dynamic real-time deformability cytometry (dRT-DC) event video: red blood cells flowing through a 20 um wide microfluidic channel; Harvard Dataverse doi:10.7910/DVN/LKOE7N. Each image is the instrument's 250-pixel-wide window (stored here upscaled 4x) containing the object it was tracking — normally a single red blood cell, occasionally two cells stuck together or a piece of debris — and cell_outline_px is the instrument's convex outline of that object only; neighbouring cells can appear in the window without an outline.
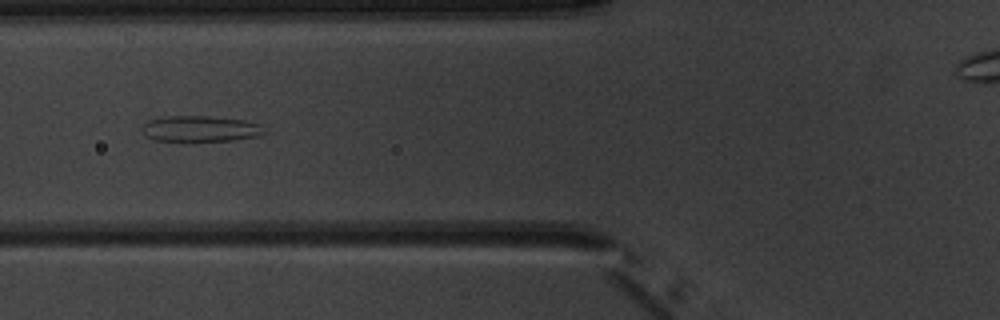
{"species": "common noctule bat (a hibernating species)", "species_latin": "Nyctalus noctula", "temperature_condition": "warm", "stored_images_in_passage": 5, "camera_frame_rate_fps": 3000, "um_per_image_px": 0.085, "animal": {"sex": "male", "body_mass_g": 20.1, "forearm_length_mm": 53.5}, "frame": {"image": 1, "passage_image": 5, "time_ms": 5.667, "image_size_px": [1000, 320], "cell_outline_px": [[264, 132], [256, 136], [236, 140], [188, 144], [152, 140], [144, 136], [140, 128], [148, 120], [164, 116], [208, 116], [244, 120], [260, 124]], "centroid_in_image_um": [16.91, 11.0], "position_along_channel_um": 108.9, "area_um2": 19.48}}